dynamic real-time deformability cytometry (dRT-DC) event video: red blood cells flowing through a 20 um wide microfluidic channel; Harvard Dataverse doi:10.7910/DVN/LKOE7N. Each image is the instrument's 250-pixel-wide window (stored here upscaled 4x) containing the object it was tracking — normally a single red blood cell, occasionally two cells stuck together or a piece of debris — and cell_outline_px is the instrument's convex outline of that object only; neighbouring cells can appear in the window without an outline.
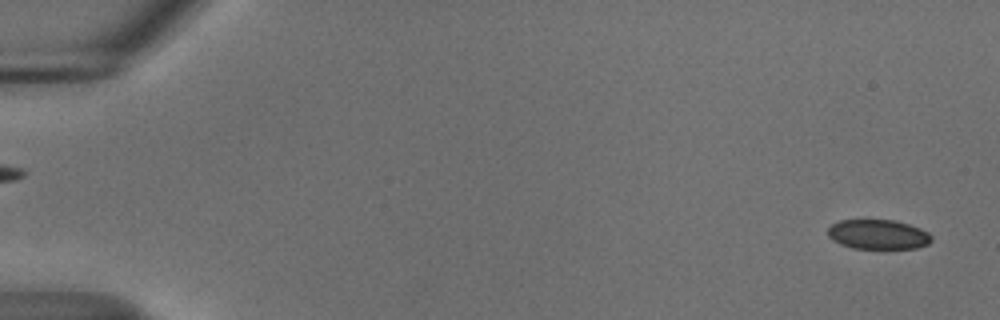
{"species": "common noctule bat (a hibernating species)", "species_latin": "Nyctalus noctula", "temperature_condition": "cold", "stored_images_in_passage": 5, "camera_frame_rate_fps": 3000, "um_per_image_px": 0.085, "animal": {"sex": "male", "body_mass_g": 18.8}, "frame": {"image": 1, "passage_image": 2, "time_ms": 0.333, "image_size_px": [1000, 320], "cell_outline_px": [[932, 240], [928, 244], [916, 248], [852, 248], [840, 244], [832, 240], [828, 236], [828, 228], [832, 224], [840, 220], [896, 220], [920, 228], [928, 232], [932, 236]], "centroid_in_image_um": [74.64, 19.92], "position_along_channel_um": 10.4, "area_um2": 17.92}}